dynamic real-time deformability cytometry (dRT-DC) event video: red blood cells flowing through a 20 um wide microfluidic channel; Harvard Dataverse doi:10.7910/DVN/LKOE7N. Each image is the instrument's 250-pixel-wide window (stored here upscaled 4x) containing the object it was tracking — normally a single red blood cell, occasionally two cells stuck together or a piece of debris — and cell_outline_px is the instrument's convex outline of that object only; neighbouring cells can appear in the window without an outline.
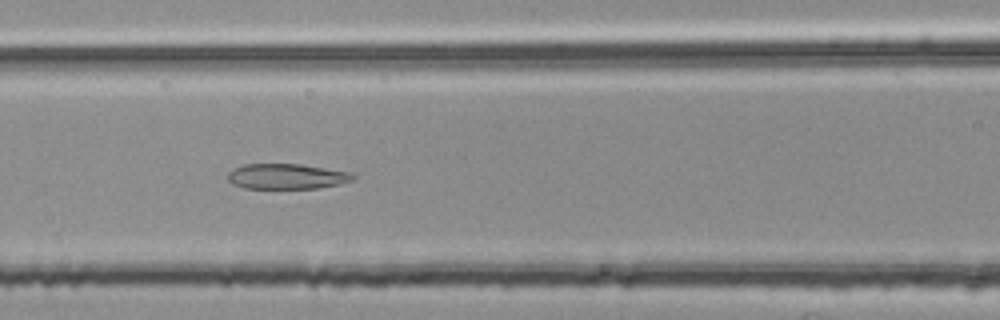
{"species": "common noctule bat (a hibernating species)", "species_latin": "Nyctalus noctula", "temperature_condition": "room temperature", "stored_images_in_passage": 53, "segment_of_instrument_passage": [2, 2], "camera_frame_rate_fps": 3000, "um_per_image_px": 0.085, "animal": {"sex": "female", "body_mass_g": 25.1}, "frame": {"image": 1, "passage_image": 23, "time_ms": 7.333, "image_size_px": [1000, 320], "cell_outline_px": [[356, 176], [352, 180], [340, 184], [320, 188], [244, 188], [232, 184], [228, 180], [228, 172], [232, 168], [244, 164], [300, 164], [352, 172]], "centroid_in_image_um": [24.37, 14.99], "position_along_channel_um": 142.2, "area_um2": 18.61}}
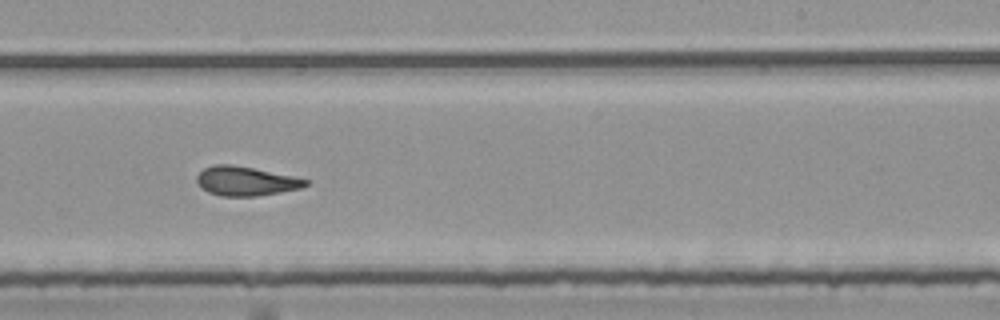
{"frame": {"image": 2, "passage_image": 33, "time_ms": 10.667, "image_size_px": [1000, 320], "cell_outline_px": [[308, 184], [300, 188], [280, 192], [256, 196], [220, 196], [208, 192], [196, 180], [196, 176], [204, 168], [216, 164], [228, 164], [252, 168], [292, 176], [308, 180]], "centroid_in_image_um": [20.87, 15.4], "position_along_channel_um": 268.1, "area_um2": 18.15}}
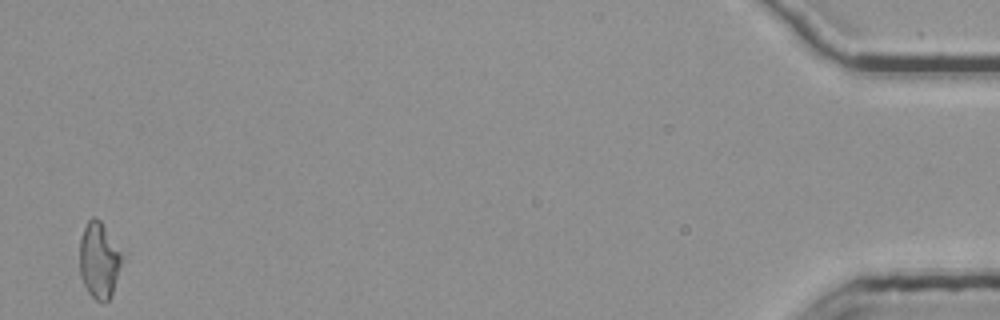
{"frame": {"image": 3, "passage_image": 53, "time_ms": 17.333, "image_size_px": [1000, 320], "cell_outline_px": [[124, 260], [112, 292], [108, 300], [104, 304], [100, 304], [88, 292], [80, 276], [80, 236], [88, 220], [92, 216], [96, 216], [100, 220], [124, 256]], "centroid_in_image_um": [8.43, 22.13], "position_along_channel_um": 426.8, "area_um2": 18.96}}